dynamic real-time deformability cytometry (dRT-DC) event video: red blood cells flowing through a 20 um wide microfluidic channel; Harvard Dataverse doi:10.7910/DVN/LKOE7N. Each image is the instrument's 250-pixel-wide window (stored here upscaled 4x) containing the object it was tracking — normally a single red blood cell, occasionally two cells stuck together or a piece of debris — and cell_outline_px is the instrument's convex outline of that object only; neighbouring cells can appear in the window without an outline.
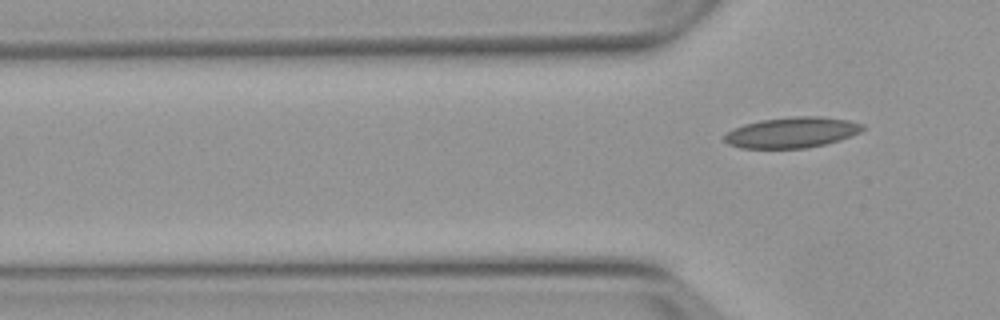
{"species": "Egyptian fruit bat (a non-hibernating species)", "species_latin": "Rousettus aegyptiacus", "temperature_condition": "warm", "stored_images_in_passage": 2, "camera_frame_rate_fps": 3000, "um_per_image_px": 0.085, "animal": {"sex": "female"}, "frame": {"image": 1, "passage_image": 2, "time_ms": 2.0, "image_size_px": [1000, 320], "cell_outline_px": [[864, 128], [860, 132], [852, 136], [840, 140], [824, 144], [804, 148], [740, 148], [728, 144], [724, 140], [724, 136], [732, 128], [744, 124], [760, 120], [796, 116], [820, 116], [848, 120], [864, 124]], "centroid_in_image_um": [67.31, 11.25], "position_along_channel_um": 58.5, "area_um2": 24.74}}